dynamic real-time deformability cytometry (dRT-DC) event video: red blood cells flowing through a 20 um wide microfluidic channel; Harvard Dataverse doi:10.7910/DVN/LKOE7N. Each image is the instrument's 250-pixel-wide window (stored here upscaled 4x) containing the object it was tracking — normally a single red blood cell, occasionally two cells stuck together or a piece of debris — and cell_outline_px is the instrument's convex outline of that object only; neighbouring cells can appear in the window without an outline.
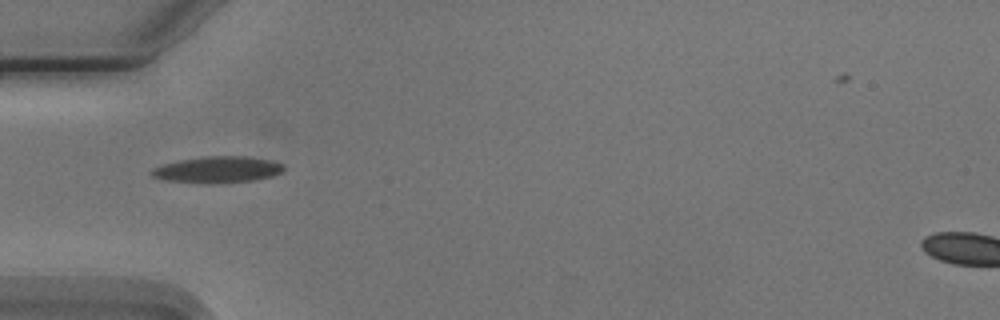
{"species": "Egyptian fruit bat (a non-hibernating species)", "species_latin": "Rousettus aegyptiacus", "temperature_condition": "cold", "stored_images_in_passage": 6, "camera_frame_rate_fps": 3000, "um_per_image_px": 0.085, "animal": {"sex": "male"}, "frame": {"image": 1, "passage_image": 4, "time_ms": 3.333, "image_size_px": [1000, 320], "cell_outline_px": [[284, 168], [280, 172], [272, 176], [252, 180], [208, 184], [160, 180], [152, 176], [148, 172], [152, 168], [164, 164], [180, 160], [208, 156], [248, 156], [272, 160], [284, 164]], "centroid_in_image_um": [18.45, 14.42], "position_along_channel_um": 66.5, "area_um2": 20.46}}
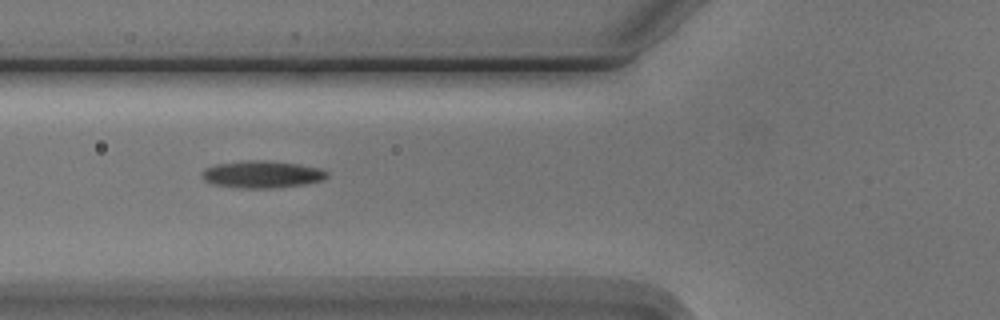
{"frame": {"image": 2, "passage_image": 5, "time_ms": 4.333, "image_size_px": [1000, 320], "cell_outline_px": [[328, 176], [324, 180], [304, 184], [272, 188], [240, 188], [212, 184], [204, 180], [204, 168], [216, 164], [248, 160], [264, 160], [296, 164], [320, 168], [328, 172]], "centroid_in_image_um": [22.29, 14.82], "position_along_channel_um": 103.5, "area_um2": 19.65}}
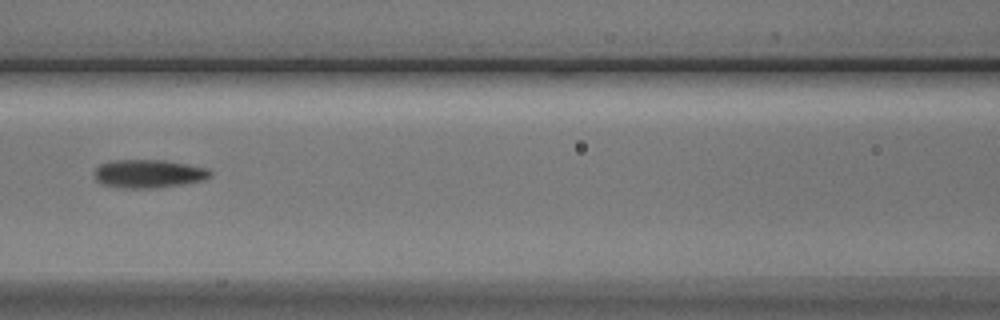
{"frame": {"image": 3, "passage_image": 6, "time_ms": 5.667, "image_size_px": [1000, 320], "cell_outline_px": [[212, 176], [204, 180], [184, 184], [156, 188], [124, 188], [100, 184], [96, 180], [92, 172], [100, 164], [112, 160], [164, 160], [188, 164], [208, 168], [212, 172]], "centroid_in_image_um": [12.63, 14.77], "position_along_channel_um": 154.0, "area_um2": 19.42}}